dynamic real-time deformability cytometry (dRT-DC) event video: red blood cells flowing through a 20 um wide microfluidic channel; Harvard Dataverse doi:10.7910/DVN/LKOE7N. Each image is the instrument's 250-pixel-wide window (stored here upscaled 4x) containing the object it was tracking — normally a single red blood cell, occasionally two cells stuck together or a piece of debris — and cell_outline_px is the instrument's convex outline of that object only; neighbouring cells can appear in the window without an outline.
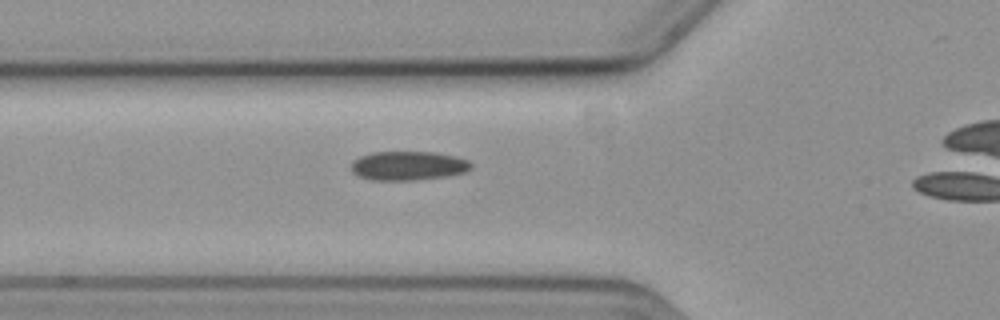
{"species": "common noctule bat (a hibernating species)", "species_latin": "Nyctalus noctula", "temperature_condition": "cold", "stored_images_in_passage": 38, "camera_frame_rate_fps": 3000, "um_per_image_px": 0.085, "animal": {"sex": "female", "body_mass_g": 19.3, "forearm_length_mm": 54.1}, "frame": {"image": 1, "passage_image": 9, "time_ms": 2.667, "image_size_px": [1000, 320], "cell_outline_px": [[472, 168], [464, 172], [448, 176], [412, 180], [372, 180], [360, 176], [352, 172], [352, 160], [360, 156], [372, 152], [436, 152], [456, 156], [468, 160], [472, 164]], "centroid_in_image_um": [34.71, 14.08], "position_along_channel_um": 91.1, "area_um2": 20.35}}
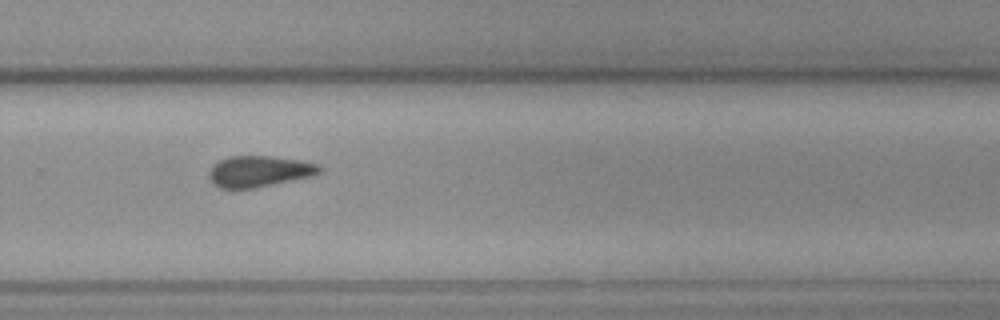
{"frame": {"image": 2, "passage_image": 27, "time_ms": 8.667, "image_size_px": [1000, 320], "cell_outline_px": [[320, 172], [312, 176], [252, 188], [220, 188], [212, 180], [212, 168], [220, 160], [228, 156], [276, 156], [300, 160], [320, 164]], "centroid_in_image_um": [22.11, 14.54], "position_along_channel_um": 307.7, "area_um2": 19.54}}
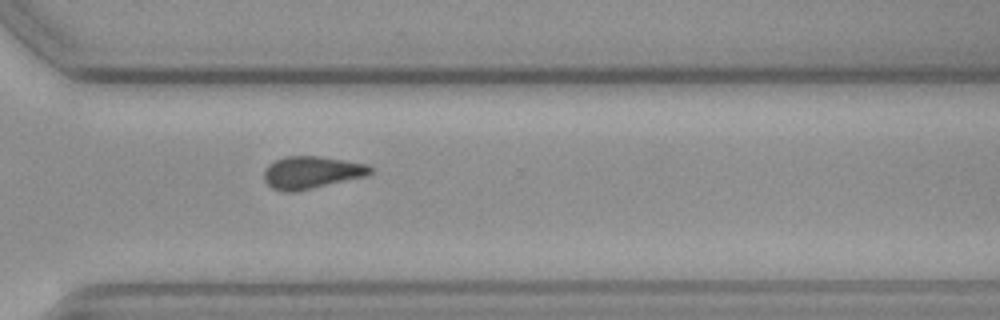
{"frame": {"image": 3, "passage_image": 30, "time_ms": 9.667, "image_size_px": [1000, 320], "cell_outline_px": [[376, 168], [368, 176], [296, 192], [284, 192], [272, 188], [264, 180], [264, 172], [268, 164], [284, 156], [316, 156], [344, 160], [368, 164]], "centroid_in_image_um": [26.52, 14.66], "position_along_channel_um": 344.1, "area_um2": 20.35}}